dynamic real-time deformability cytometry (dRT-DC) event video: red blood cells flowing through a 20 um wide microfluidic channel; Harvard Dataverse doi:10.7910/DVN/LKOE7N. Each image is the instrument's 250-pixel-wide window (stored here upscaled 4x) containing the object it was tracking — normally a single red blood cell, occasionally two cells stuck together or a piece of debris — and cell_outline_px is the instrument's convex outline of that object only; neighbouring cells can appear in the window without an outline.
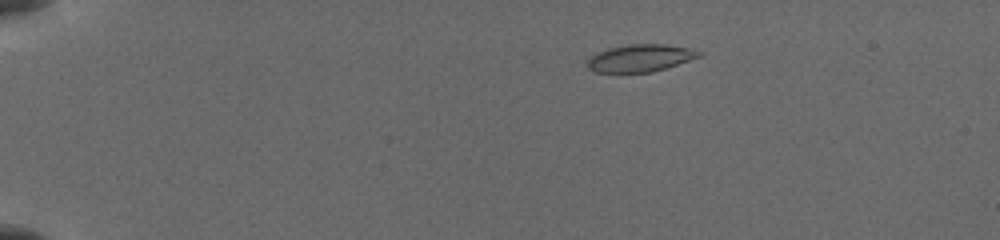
{"species": "common noctule bat (a hibernating species)", "species_latin": "Nyctalus noctula", "temperature_condition": "cold", "stored_images_in_passage": 10, "camera_frame_rate_fps": 3000, "um_per_image_px": 0.085, "animal": {"sex": "female", "body_mass_g": 19.5, "forearm_length_mm": 54.1}, "frame": {"image": 1, "passage_image": 1, "time_ms": 0.0, "image_size_px": [1000, 240], "cell_outline_px": [[704, 52], [700, 56], [652, 72], [596, 72], [588, 68], [588, 60], [596, 52], [608, 48], [628, 44], [664, 44], [688, 48]], "centroid_in_image_um": [54.4, 4.92], "position_along_channel_um": 30.6, "area_um2": 17.51}}
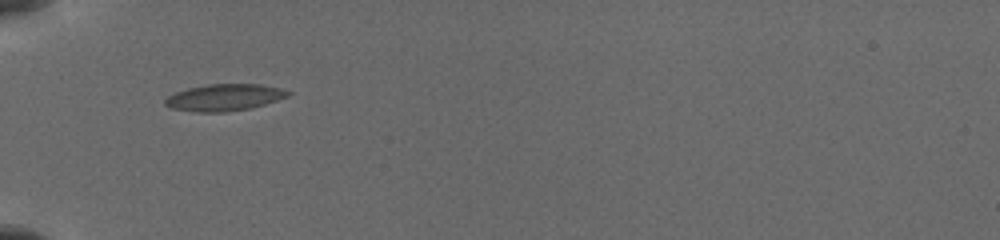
{"frame": {"image": 2, "passage_image": 5, "time_ms": 3.0, "image_size_px": [1000, 240], "cell_outline_px": [[292, 92], [288, 96], [264, 104], [248, 108], [224, 112], [192, 112], [172, 108], [164, 104], [164, 100], [168, 96], [176, 92], [188, 88], [208, 84], [260, 84], [280, 88]], "centroid_in_image_um": [19.04, 8.28], "position_along_channel_um": 66.0, "area_um2": 19.02}}
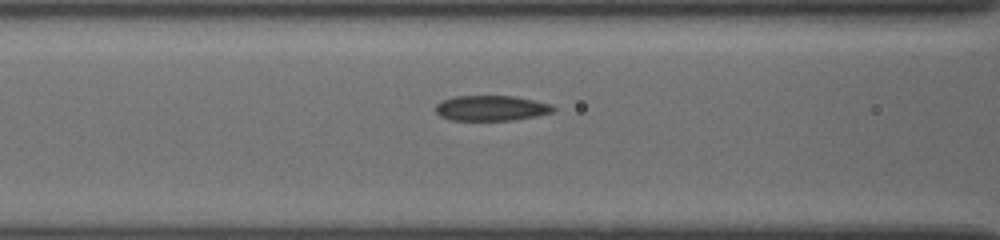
{"frame": {"image": 3, "passage_image": 9, "time_ms": 4.667, "image_size_px": [1000, 240], "cell_outline_px": [[556, 112], [516, 120], [448, 120], [440, 116], [436, 112], [436, 104], [440, 100], [456, 96], [512, 96], [552, 104], [556, 108]], "centroid_in_image_um": [41.76, 9.2], "position_along_channel_um": 124.8, "area_um2": 17.51}}